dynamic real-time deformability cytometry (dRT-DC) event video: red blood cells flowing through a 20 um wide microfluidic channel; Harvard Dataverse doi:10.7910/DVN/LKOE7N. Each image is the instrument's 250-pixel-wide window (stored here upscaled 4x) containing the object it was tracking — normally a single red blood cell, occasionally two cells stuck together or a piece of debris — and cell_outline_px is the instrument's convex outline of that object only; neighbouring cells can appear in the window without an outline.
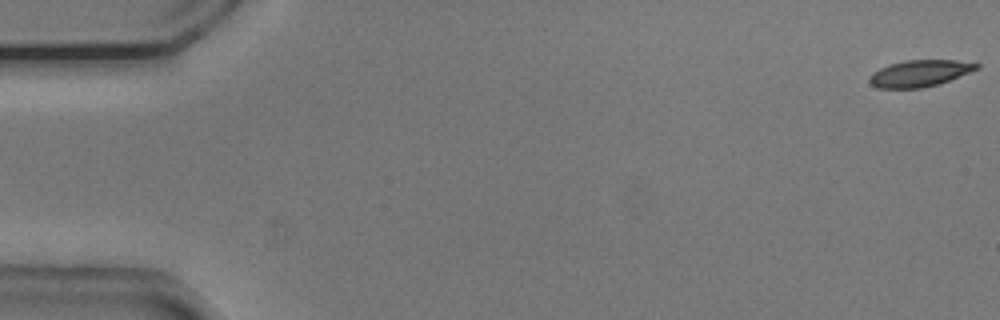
{"species": "common noctule bat (a hibernating species)", "species_latin": "Nyctalus noctula", "temperature_condition": "cold", "stored_images_in_passage": 13, "camera_frame_rate_fps": 3000, "um_per_image_px": 0.085, "animal": {"sex": "male", "body_mass_g": 20.5, "forearm_length_mm": 52.5}, "frame": {"image": 1, "passage_image": 1, "time_ms": 0.0, "image_size_px": [1000, 320], "cell_outline_px": [[980, 68], [940, 84], [920, 88], [876, 88], [868, 80], [872, 72], [888, 64], [904, 60], [956, 60], [980, 64]], "centroid_in_image_um": [78.17, 6.23], "position_along_channel_um": 6.8, "area_um2": 16.7}}